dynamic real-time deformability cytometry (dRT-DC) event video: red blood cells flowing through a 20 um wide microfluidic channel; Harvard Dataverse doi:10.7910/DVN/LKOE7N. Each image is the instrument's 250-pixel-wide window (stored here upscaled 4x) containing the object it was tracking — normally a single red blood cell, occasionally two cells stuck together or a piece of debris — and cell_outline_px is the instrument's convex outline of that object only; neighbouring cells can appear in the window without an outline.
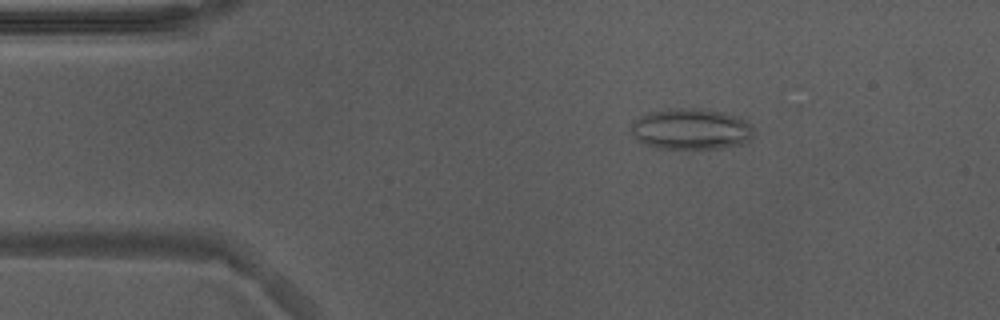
{"species": "Egyptian fruit bat (a non-hibernating species)", "species_latin": "Rousettus aegyptiacus", "temperature_condition": "warm", "stored_images_in_passage": 31, "camera_frame_rate_fps": 3000, "um_per_image_px": 0.085, "animal": {"sex": "male"}, "frame": {"image": 1, "passage_image": 8, "time_ms": 2.333, "image_size_px": [1000, 320], "cell_outline_px": [[756, 132], [744, 144], [720, 148], [656, 148], [644, 144], [636, 140], [628, 132], [628, 128], [640, 116], [648, 112], [676, 108], [700, 108], [724, 112], [740, 116], [748, 120], [752, 124]], "centroid_in_image_um": [58.76, 10.96], "position_along_channel_um": 26.2, "area_um2": 30.0}}
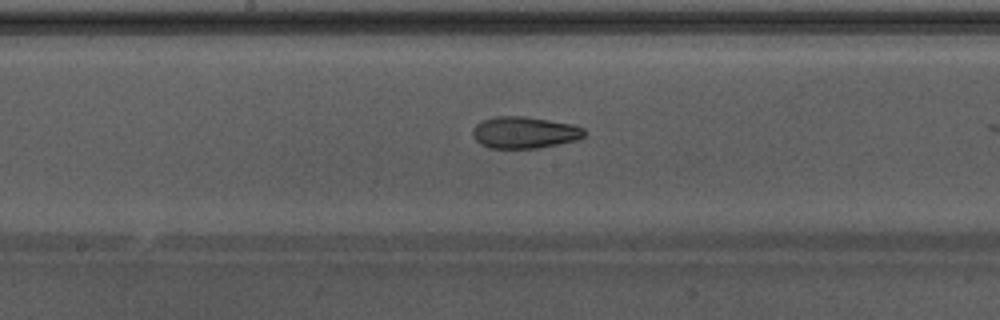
{"frame": {"image": 2, "passage_image": 26, "time_ms": 8.333, "image_size_px": [1000, 320], "cell_outline_px": [[588, 132], [584, 136], [576, 140], [536, 148], [488, 148], [480, 144], [472, 136], [472, 128], [476, 124], [484, 120], [496, 116], [524, 116], [572, 124], [584, 128]], "centroid_in_image_um": [44.56, 11.26], "position_along_channel_um": 203.6, "area_um2": 20.63}}
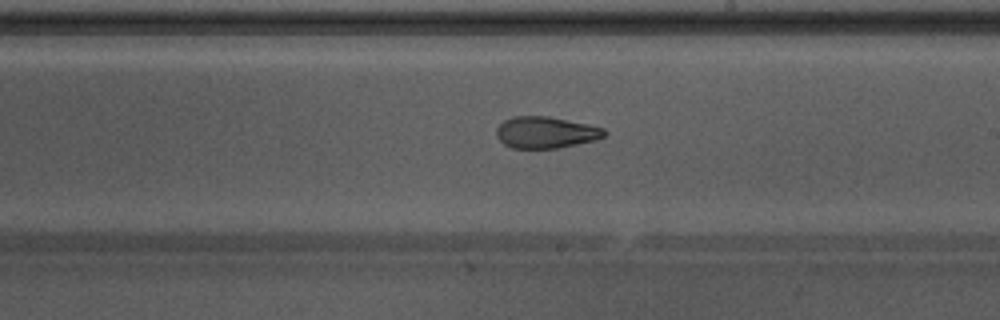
{"frame": {"image": 3, "passage_image": 29, "time_ms": 9.333, "image_size_px": [1000, 320], "cell_outline_px": [[608, 132], [604, 136], [596, 140], [560, 148], [512, 148], [504, 144], [496, 136], [496, 128], [504, 120], [512, 116], [548, 116], [588, 124], [604, 128]], "centroid_in_image_um": [46.4, 11.25], "position_along_channel_um": 242.6, "area_um2": 20.0}}